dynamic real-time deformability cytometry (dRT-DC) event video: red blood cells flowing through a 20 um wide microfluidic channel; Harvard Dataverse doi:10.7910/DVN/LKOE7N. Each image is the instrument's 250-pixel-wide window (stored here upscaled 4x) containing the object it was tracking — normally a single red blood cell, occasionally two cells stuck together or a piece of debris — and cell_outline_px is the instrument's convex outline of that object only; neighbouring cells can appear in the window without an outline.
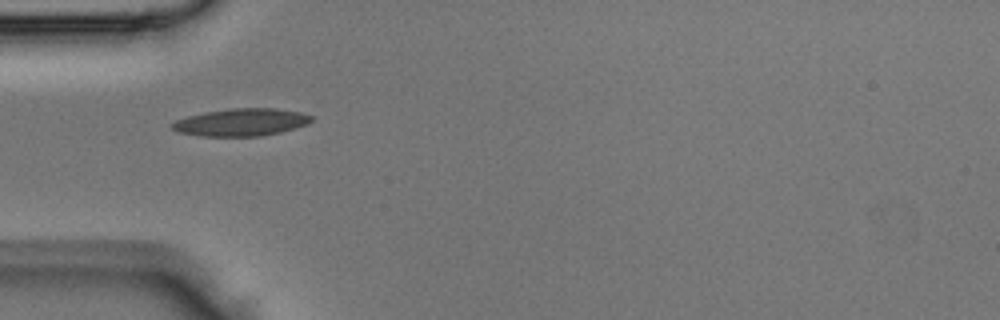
{"species": "Egyptian fruit bat (a non-hibernating species)", "species_latin": "Rousettus aegyptiacus", "temperature_condition": "room temperature", "stored_images_in_passage": 4, "camera_frame_rate_fps": 3000, "um_per_image_px": 0.085, "animal": {"sex": "male"}, "frame": {"image": 1, "passage_image": 3, "time_ms": 0.667, "image_size_px": [1000, 320], "cell_outline_px": [[312, 120], [308, 124], [296, 128], [280, 132], [260, 136], [200, 136], [180, 132], [172, 128], [168, 124], [176, 120], [188, 116], [204, 112], [232, 108], [276, 108], [300, 112], [312, 116]], "centroid_in_image_um": [20.5, 10.39], "position_along_channel_um": 64.5, "area_um2": 22.31}}